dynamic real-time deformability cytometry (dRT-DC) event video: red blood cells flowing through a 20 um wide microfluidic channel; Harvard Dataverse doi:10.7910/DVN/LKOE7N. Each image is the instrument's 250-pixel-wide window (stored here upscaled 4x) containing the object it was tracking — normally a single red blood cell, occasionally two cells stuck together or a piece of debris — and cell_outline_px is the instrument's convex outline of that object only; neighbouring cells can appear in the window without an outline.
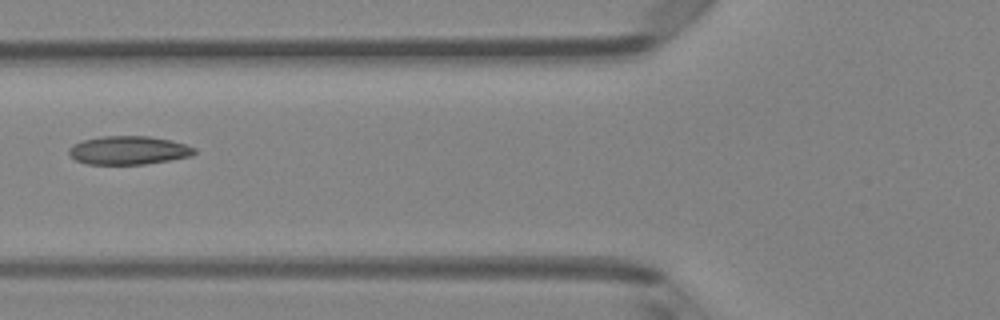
{"species": "Egyptian fruit bat (a non-hibernating species)", "species_latin": "Rousettus aegyptiacus", "temperature_condition": "room temperature", "stored_images_in_passage": 6, "camera_frame_rate_fps": 3000, "um_per_image_px": 0.085, "animal": {"sex": "female"}, "frame": {"image": 1, "passage_image": 6, "time_ms": 5.667, "image_size_px": [1000, 320], "cell_outline_px": [[196, 152], [192, 156], [144, 164], [88, 164], [76, 160], [68, 152], [68, 148], [72, 144], [84, 140], [104, 136], [148, 136], [172, 140], [196, 148]], "centroid_in_image_um": [10.93, 12.77], "position_along_channel_um": 114.9, "area_um2": 20.75}}